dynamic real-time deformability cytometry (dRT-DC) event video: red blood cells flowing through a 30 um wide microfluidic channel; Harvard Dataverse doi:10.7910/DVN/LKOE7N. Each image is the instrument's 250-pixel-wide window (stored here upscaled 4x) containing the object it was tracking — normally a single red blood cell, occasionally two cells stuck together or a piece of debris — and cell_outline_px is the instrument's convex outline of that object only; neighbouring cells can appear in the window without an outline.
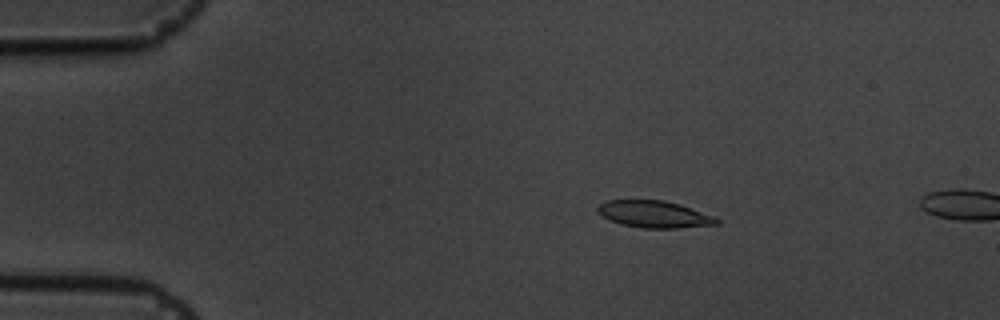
{"species": "common noctule bat (a hibernating species)", "species_latin": "Nyctalus noctula", "temperature_condition": "cold", "stored_images_in_passage": 3, "camera_frame_rate_fps": 3000, "um_per_image_px": 0.085, "animal": {"sex": "male", "body_mass_g": 19.5, "forearm_length_mm": 54.6}, "frame": {"image": 1, "passage_image": 2, "time_ms": 1.333, "image_size_px": [1000, 320], "cell_outline_px": [[720, 224], [676, 228], [644, 228], [624, 224], [608, 220], [596, 212], [596, 208], [604, 200], [664, 200], [680, 204], [712, 216], [720, 220]], "centroid_in_image_um": [55.57, 18.2], "position_along_channel_um": 29.4, "area_um2": 18.61}}